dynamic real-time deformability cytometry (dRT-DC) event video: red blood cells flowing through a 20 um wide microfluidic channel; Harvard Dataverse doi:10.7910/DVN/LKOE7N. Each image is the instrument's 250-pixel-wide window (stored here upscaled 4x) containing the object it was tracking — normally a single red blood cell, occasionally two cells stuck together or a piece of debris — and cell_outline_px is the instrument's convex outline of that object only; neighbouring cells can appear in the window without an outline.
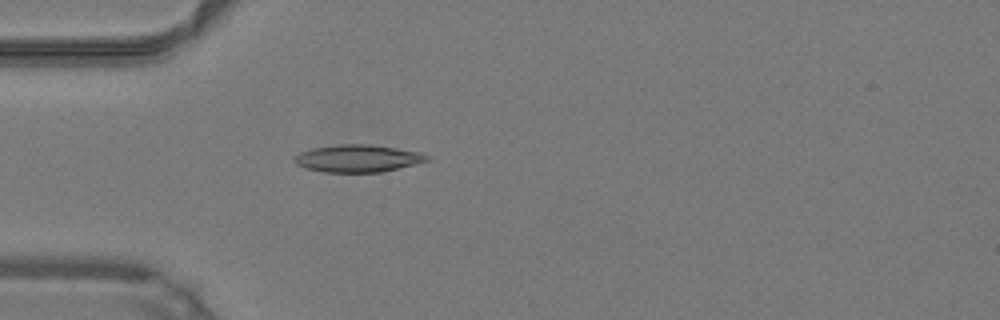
{"species": "common noctule bat (a hibernating species)", "species_latin": "Nyctalus noctula", "temperature_condition": "warm", "stored_images_in_passage": 44, "camera_frame_rate_fps": 3000, "um_per_image_px": 0.085, "animal": {"sex": "male", "body_mass_g": 19.2, "forearm_length_mm": 51.8}, "frame": {"image": 1, "passage_image": 10, "time_ms": 3.0, "image_size_px": [1000, 320], "cell_outline_px": [[432, 160], [416, 164], [380, 172], [324, 172], [308, 168], [296, 164], [292, 160], [300, 152], [312, 148], [340, 144], [368, 144], [424, 152]], "centroid_in_image_um": [30.46, 13.46], "position_along_channel_um": 54.5, "area_um2": 21.15}}
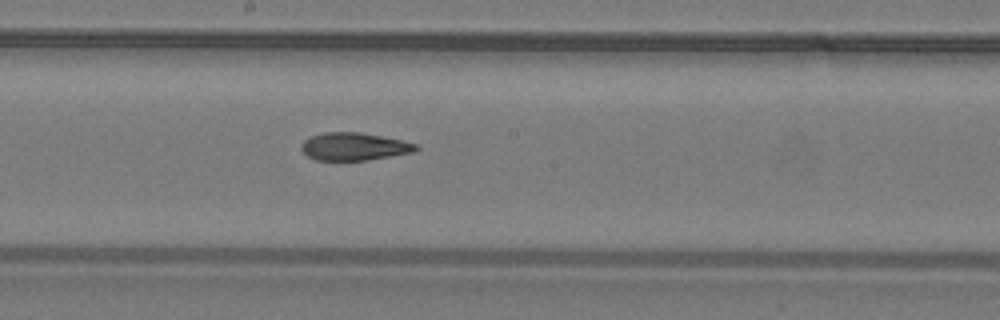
{"frame": {"image": 2, "passage_image": 22, "time_ms": 7.0, "image_size_px": [1000, 320], "cell_outline_px": [[420, 148], [416, 152], [368, 160], [316, 160], [308, 156], [300, 148], [300, 144], [304, 140], [312, 136], [324, 132], [360, 132], [420, 144]], "centroid_in_image_um": [30.14, 12.46], "position_along_channel_um": 218.1, "area_um2": 18.61}}
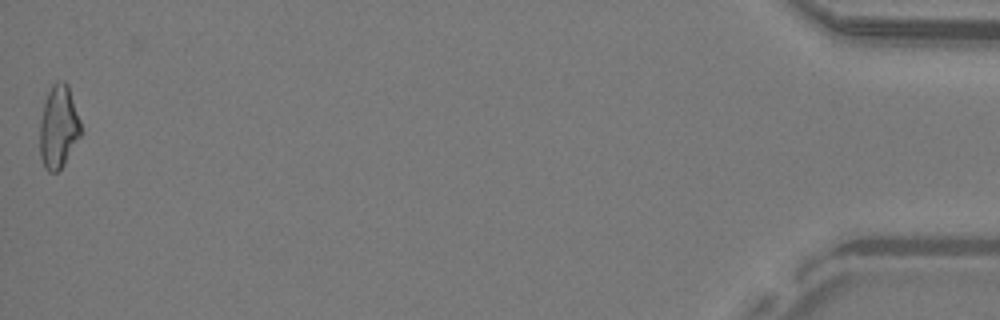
{"frame": {"image": 3, "passage_image": 44, "time_ms": 14.333, "image_size_px": [1000, 320], "cell_outline_px": [[80, 136], [64, 164], [56, 172], [48, 172], [44, 168], [40, 156], [40, 120], [44, 104], [48, 92], [52, 84], [56, 80], [64, 80], [68, 84], [80, 120]], "centroid_in_image_um": [4.96, 10.77], "position_along_channel_um": 430.2, "area_um2": 19.77}, "authors_computed_cell_mechanics": {"area_um2": 19.2763, "velocity_mm_per_s": 4.2715, "shape_relaxation_time_tau1_ms": 7.6654, "shape_relaxation_time_tau2_ms": 2.854, "deformation_change_tau1": 0.2091, "deformation_change_tau2": 0.1058}}